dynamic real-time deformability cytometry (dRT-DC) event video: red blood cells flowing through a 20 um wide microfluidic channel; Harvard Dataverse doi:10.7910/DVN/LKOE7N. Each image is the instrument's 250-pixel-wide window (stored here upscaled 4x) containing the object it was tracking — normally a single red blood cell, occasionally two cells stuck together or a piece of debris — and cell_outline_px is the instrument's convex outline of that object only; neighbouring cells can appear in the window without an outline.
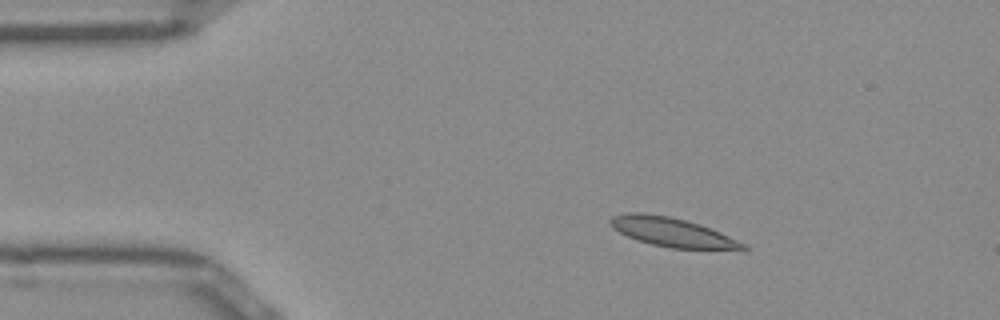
{"species": "Egyptian fruit bat (a non-hibernating species)", "species_latin": "Rousettus aegyptiacus", "temperature_condition": "room temperature", "stored_images_in_passage": 44, "camera_frame_rate_fps": 3000, "um_per_image_px": 0.085, "frame": {"image": 1, "passage_image": 1, "time_ms": 0.0, "image_size_px": [1000, 320], "cell_outline_px": [[748, 248], [672, 248], [652, 244], [636, 240], [612, 228], [608, 224], [608, 220], [612, 216], [624, 212], [644, 212], [668, 216], [700, 224], [720, 232], [744, 244]], "centroid_in_image_um": [56.98, 19.69], "position_along_channel_um": 28.0, "area_um2": 22.02}}
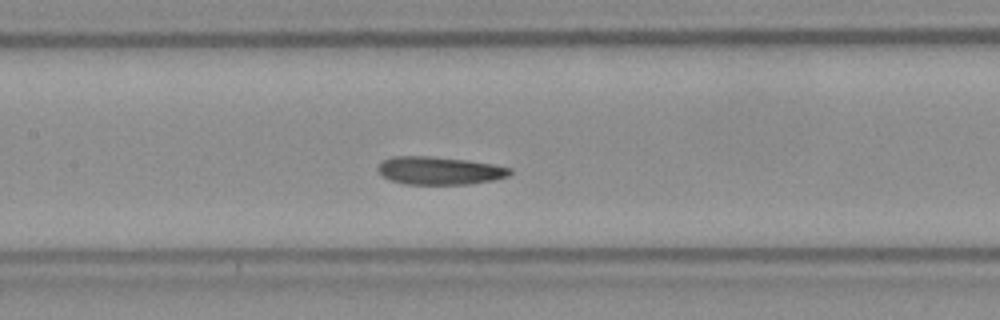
{"frame": {"image": 2, "passage_image": 16, "time_ms": 5.0, "image_size_px": [1000, 320], "cell_outline_px": [[512, 172], [508, 176], [496, 180], [468, 184], [404, 184], [392, 180], [384, 176], [376, 168], [384, 160], [392, 156], [432, 156], [468, 160], [492, 164], [512, 168]], "centroid_in_image_um": [37.39, 14.5], "position_along_channel_um": 170.0, "area_um2": 21.5}}
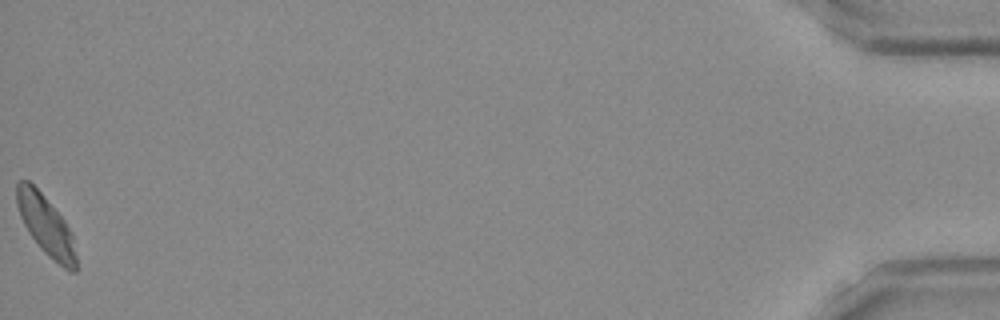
{"frame": {"image": 3, "passage_image": 44, "time_ms": 14.333, "image_size_px": [1000, 320], "cell_outline_px": [[76, 272], [68, 272], [48, 256], [40, 248], [28, 232], [20, 216], [16, 204], [16, 184], [20, 180], [28, 180], [40, 192], [64, 220], [72, 232], [76, 256]], "centroid_in_image_um": [3.9, 19.19], "position_along_channel_um": 431.3, "area_um2": 20.63}, "authors_computed_cell_mechanics": {"area_um2": 21.386, "velocity_mm_per_s": 3.9208, "shape_relaxation_time_tau1_ms": 5.3906, "shape_relaxation_time_tau2_ms": 2.9819, "deformation_change_tau1": 0.1441, "deformation_change_tau2": 0.0921}}